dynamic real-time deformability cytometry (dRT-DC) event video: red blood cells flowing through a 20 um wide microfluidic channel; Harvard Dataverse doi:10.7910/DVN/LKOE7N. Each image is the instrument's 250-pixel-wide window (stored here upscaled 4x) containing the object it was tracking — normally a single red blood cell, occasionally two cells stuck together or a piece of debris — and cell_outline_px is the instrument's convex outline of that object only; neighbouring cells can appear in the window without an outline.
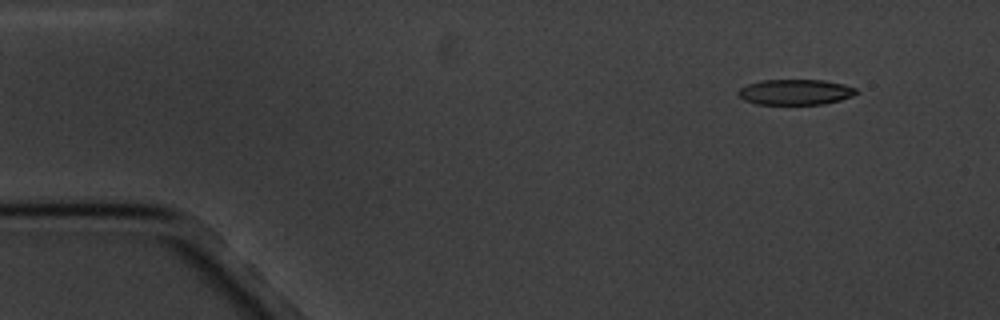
{"species": "common noctule bat (a hibernating species)", "species_latin": "Nyctalus noctula", "temperature_condition": "cold", "stored_images_in_passage": 6, "camera_frame_rate_fps": 3000, "um_per_image_px": 0.085, "animal": {"sex": "male", "body_mass_g": 20.1, "forearm_length_mm": 53.5}, "frame": {"image": 1, "passage_image": 2, "time_ms": 1.333, "image_size_px": [1000, 320], "cell_outline_px": [[856, 92], [852, 96], [840, 100], [824, 104], [756, 104], [744, 100], [736, 96], [736, 92], [740, 88], [748, 84], [760, 80], [824, 80], [844, 84], [856, 88]], "centroid_in_image_um": [67.55, 7.82], "position_along_channel_um": 17.4, "area_um2": 17.63}}
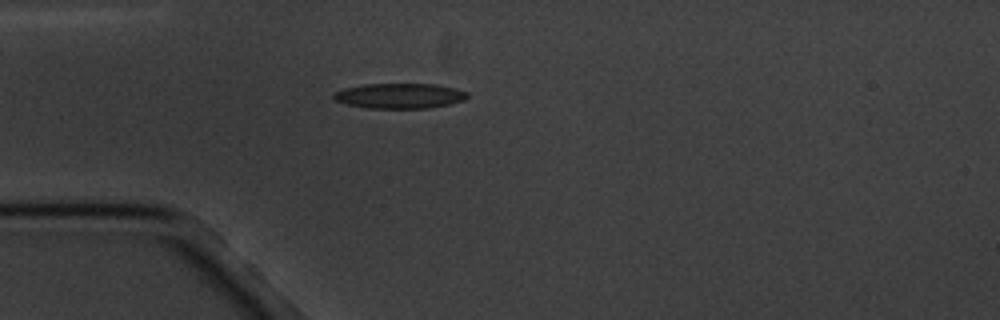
{"frame": {"image": 2, "passage_image": 5, "time_ms": 4.667, "image_size_px": [1000, 320], "cell_outline_px": [[468, 96], [464, 100], [448, 104], [428, 108], [368, 108], [348, 104], [336, 100], [332, 96], [332, 92], [344, 88], [364, 84], [432, 84], [452, 88], [468, 92]], "centroid_in_image_um": [33.93, 8.14], "position_along_channel_um": 51.1, "area_um2": 19.42}}